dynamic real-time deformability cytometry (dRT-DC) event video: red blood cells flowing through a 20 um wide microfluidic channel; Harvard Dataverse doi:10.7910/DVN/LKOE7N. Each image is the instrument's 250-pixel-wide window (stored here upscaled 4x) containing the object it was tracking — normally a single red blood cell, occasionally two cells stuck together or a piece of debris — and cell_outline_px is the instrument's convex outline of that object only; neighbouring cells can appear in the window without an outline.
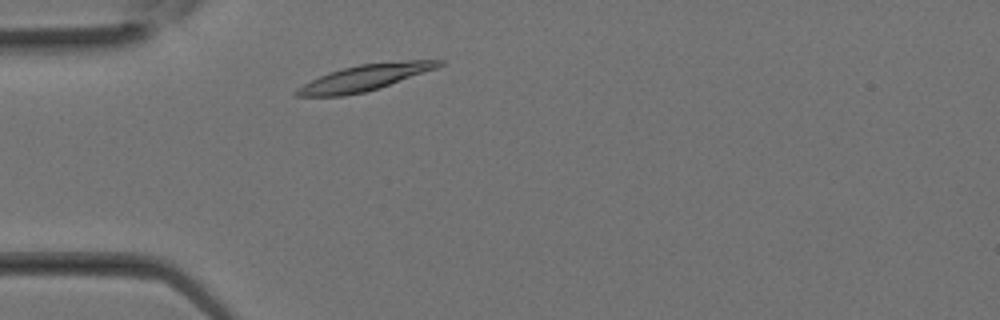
{"species": "Egyptian fruit bat (a non-hibernating species)", "species_latin": "Rousettus aegyptiacus", "temperature_condition": "room temperature", "stored_images_in_passage": 24, "camera_frame_rate_fps": 3000, "um_per_image_px": 0.085, "animal": {"sex": "female"}, "frame": {"image": 1, "passage_image": 3, "time_ms": 0.667, "image_size_px": [1000, 320], "cell_outline_px": [[444, 64], [436, 68], [380, 88], [364, 92], [344, 96], [296, 96], [292, 92], [296, 88], [328, 72], [360, 64], [408, 60], [444, 60]], "centroid_in_image_um": [30.99, 6.61], "position_along_channel_um": 54.0, "area_um2": 21.44}}
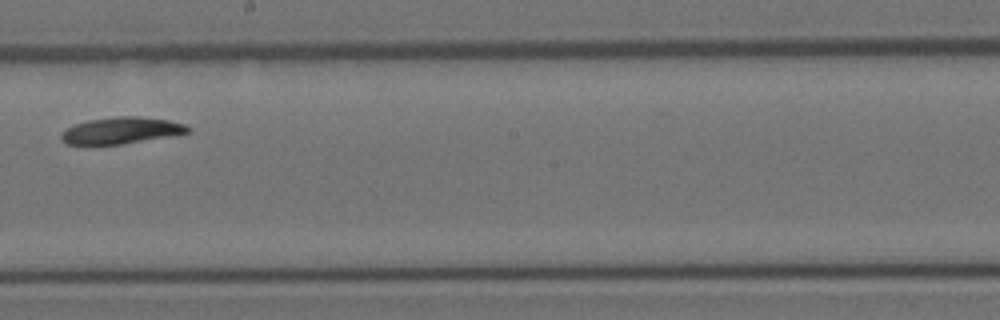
{"frame": {"image": 2, "passage_image": 12, "time_ms": 3.667, "image_size_px": [1000, 320], "cell_outline_px": [[192, 128], [188, 132], [172, 136], [120, 144], [68, 144], [60, 140], [60, 136], [68, 128], [76, 124], [88, 120], [116, 116], [140, 116], [168, 120], [184, 124]], "centroid_in_image_um": [10.34, 11.08], "position_along_channel_um": 237.9, "area_um2": 19.42}}
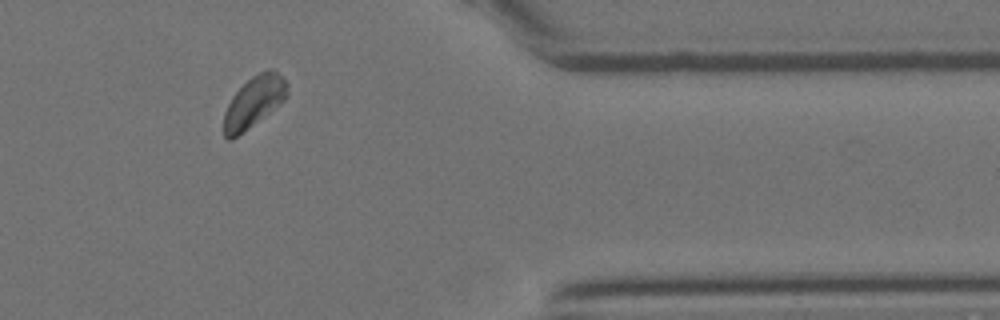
{"frame": {"image": 3, "passage_image": 20, "time_ms": 6.333, "image_size_px": [1000, 320], "cell_outline_px": [[288, 96], [284, 100], [232, 140], [228, 140], [224, 136], [224, 112], [232, 96], [252, 76], [268, 68], [272, 68], [288, 84]], "centroid_in_image_um": [21.58, 8.65], "position_along_channel_um": 389.8, "area_um2": 18.44}}